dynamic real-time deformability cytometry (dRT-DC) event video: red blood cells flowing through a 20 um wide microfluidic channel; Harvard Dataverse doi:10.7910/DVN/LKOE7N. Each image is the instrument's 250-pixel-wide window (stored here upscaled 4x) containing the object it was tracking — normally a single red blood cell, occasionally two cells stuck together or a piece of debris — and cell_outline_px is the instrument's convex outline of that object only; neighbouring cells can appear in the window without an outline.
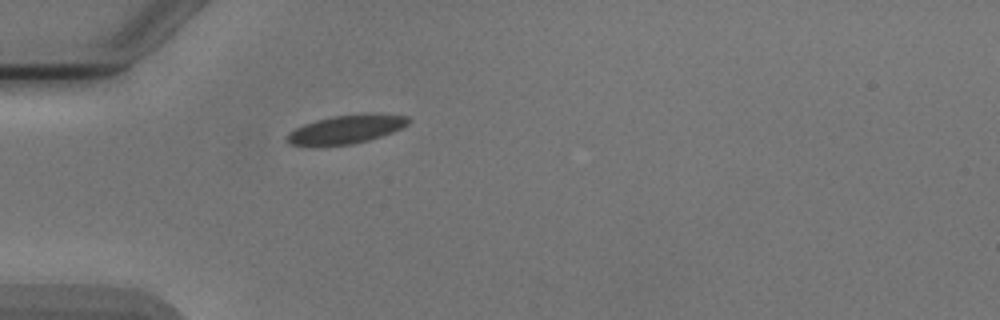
{"species": "Egyptian fruit bat (a non-hibernating species)", "species_latin": "Rousettus aegyptiacus", "temperature_condition": "cold", "stored_images_in_passage": 38, "camera_frame_rate_fps": 3000, "um_per_image_px": 0.085, "animal": {"sex": "male"}, "frame": {"image": 1, "passage_image": 1, "time_ms": 0.0, "image_size_px": [1000, 320], "cell_outline_px": [[412, 120], [408, 124], [392, 132], [368, 140], [352, 144], [292, 144], [284, 136], [288, 132], [304, 124], [316, 120], [332, 116], [364, 112], [376, 112], [408, 116]], "centroid_in_image_um": [29.51, 10.93], "position_along_channel_um": 55.5, "area_um2": 20.11}}
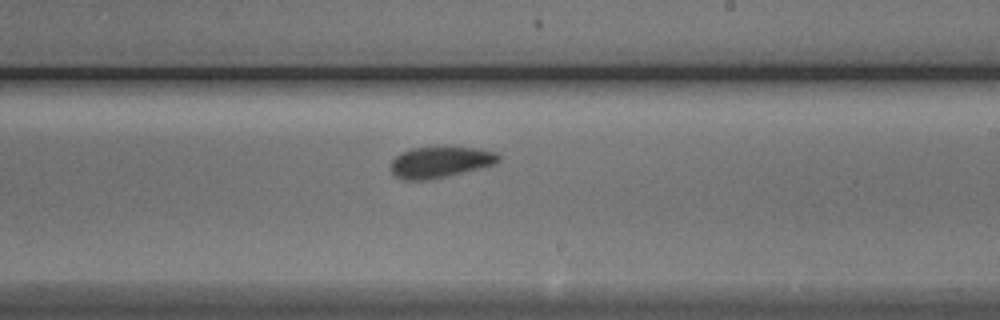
{"frame": {"image": 2, "passage_image": 17, "time_ms": 5.333, "image_size_px": [1000, 320], "cell_outline_px": [[500, 160], [496, 164], [428, 180], [404, 180], [396, 176], [392, 172], [392, 160], [400, 152], [412, 148], [476, 148], [496, 152], [500, 156]], "centroid_in_image_um": [37.42, 13.78], "position_along_channel_um": 251.6, "area_um2": 19.13}}
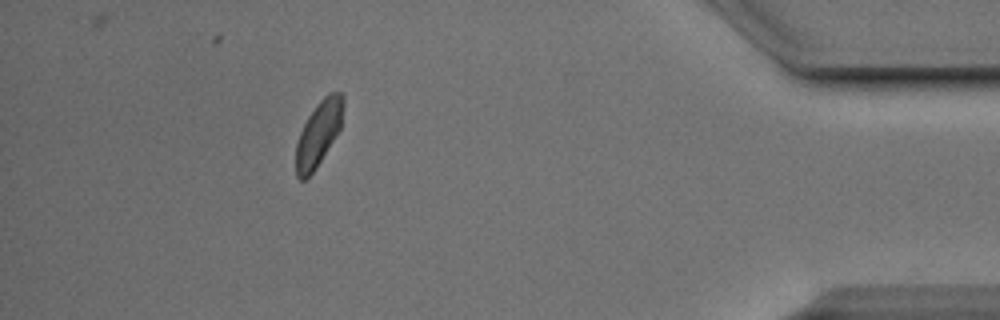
{"frame": {"image": 3, "passage_image": 33, "time_ms": 10.667, "image_size_px": [1000, 320], "cell_outline_px": [[344, 104], [340, 128], [316, 168], [304, 180], [300, 180], [296, 176], [296, 144], [300, 132], [308, 116], [316, 104], [328, 92], [340, 92], [344, 96]], "centroid_in_image_um": [27.07, 11.32], "position_along_channel_um": 408.1, "area_um2": 17.74}, "authors_computed_cell_mechanics": {"area_um2": 19.363, "velocity_mm_per_s": 3.8631, "shape_relaxation_time_tau1_ms": 2.9115, "shape_relaxation_time_tau2_ms": null, "deformation_change_tau1": 0.0732, "deformation_change_tau2": null}}